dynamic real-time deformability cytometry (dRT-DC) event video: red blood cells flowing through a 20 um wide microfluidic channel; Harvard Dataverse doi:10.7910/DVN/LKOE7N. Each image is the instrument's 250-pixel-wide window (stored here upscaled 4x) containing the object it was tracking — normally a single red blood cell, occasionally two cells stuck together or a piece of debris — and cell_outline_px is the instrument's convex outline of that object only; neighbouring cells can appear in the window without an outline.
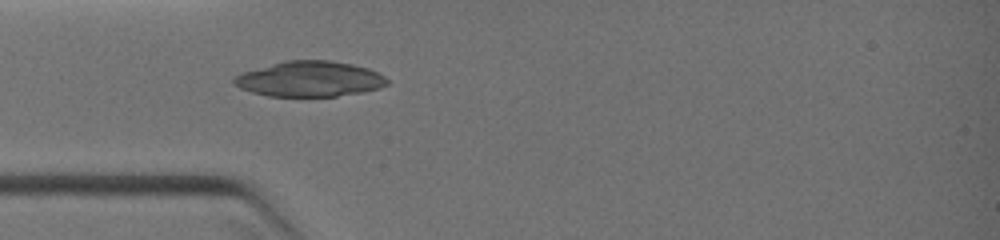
{"species": "common noctule bat (a hibernating species)", "species_latin": "Nyctalus noctula", "temperature_condition": "warm", "stored_images_in_passage": 33, "camera_frame_rate_fps": 3000, "um_per_image_px": 0.085, "animal": {"sex": "female", "body_mass_g": 19.0, "forearm_length_mm": 51.5}, "frame": {"image": 1, "passage_image": 1, "time_ms": 0.0, "image_size_px": [1000, 240], "cell_outline_px": [[388, 84], [380, 88], [360, 92], [336, 96], [268, 96], [252, 92], [240, 88], [232, 80], [240, 72], [284, 60], [332, 60], [352, 64], [368, 68], [384, 76], [388, 80]], "centroid_in_image_um": [26.31, 6.7], "position_along_channel_um": 58.7, "area_um2": 31.62}}
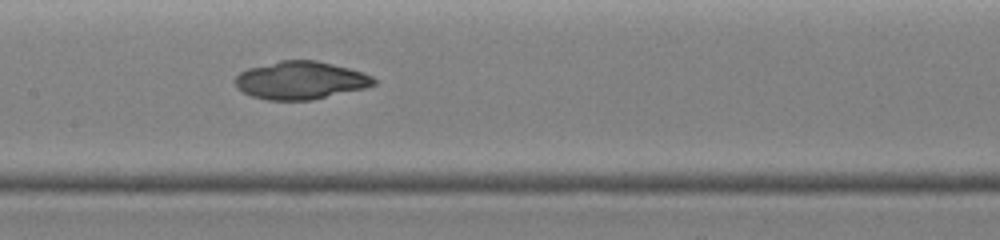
{"frame": {"image": 2, "passage_image": 10, "time_ms": 2.333, "image_size_px": [1000, 240], "cell_outline_px": [[376, 84], [364, 88], [312, 100], [268, 100], [252, 96], [236, 88], [236, 76], [240, 72], [248, 68], [280, 60], [316, 60], [364, 72], [372, 76], [376, 80]], "centroid_in_image_um": [25.55, 6.82], "position_along_channel_um": 181.9, "area_um2": 30.52}}
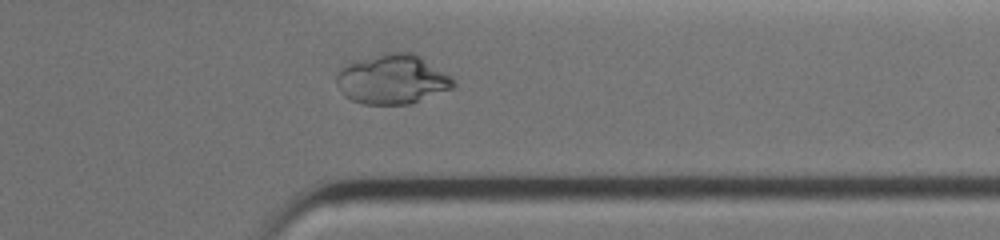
{"frame": {"image": 3, "passage_image": 23, "time_ms": 6.0, "image_size_px": [1000, 240], "cell_outline_px": [[456, 88], [408, 104], [364, 104], [352, 100], [344, 96], [340, 92], [336, 84], [336, 76], [340, 68], [344, 64], [352, 60], [384, 52], [416, 52], [452, 76], [456, 80]], "centroid_in_image_um": [33.36, 6.71], "position_along_channel_um": 378.0, "area_um2": 34.68}}